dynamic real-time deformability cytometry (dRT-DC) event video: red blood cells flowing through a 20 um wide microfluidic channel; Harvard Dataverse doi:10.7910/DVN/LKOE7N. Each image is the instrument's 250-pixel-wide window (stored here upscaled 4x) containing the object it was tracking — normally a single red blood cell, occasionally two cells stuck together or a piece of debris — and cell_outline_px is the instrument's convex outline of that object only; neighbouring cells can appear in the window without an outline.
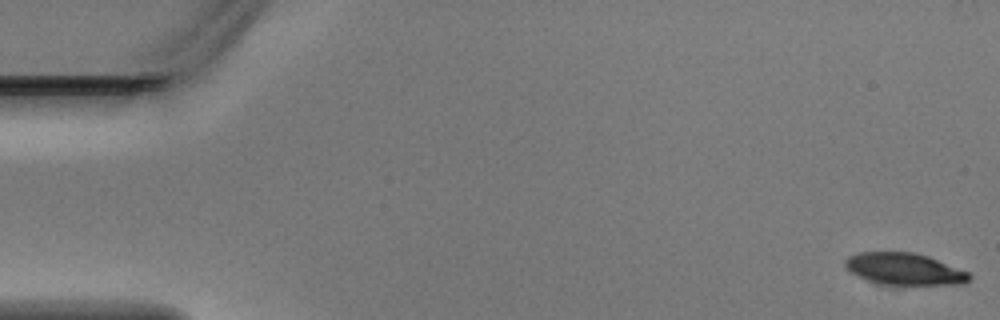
{"species": "Egyptian fruit bat (a non-hibernating species)", "species_latin": "Rousettus aegyptiacus", "temperature_condition": "warm", "stored_images_in_passage": 4, "camera_frame_rate_fps": 3000, "um_per_image_px": 0.085, "animal": {"sex": "male"}, "frame": {"image": 1, "passage_image": 1, "time_ms": 0.0, "image_size_px": [1000, 320], "cell_outline_px": [[972, 276], [964, 284], [880, 284], [856, 276], [844, 268], [844, 260], [848, 256], [860, 252], [912, 252], [928, 256], [968, 272]], "centroid_in_image_um": [76.81, 22.86], "position_along_channel_um": 8.2, "area_um2": 22.95}}
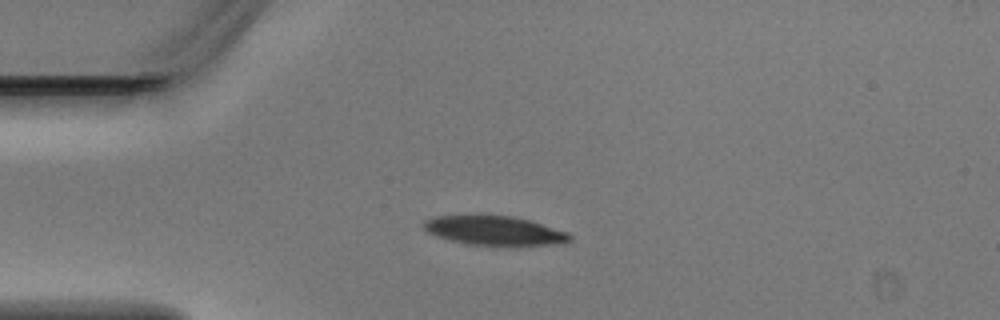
{"frame": {"image": 2, "passage_image": 4, "time_ms": 1.0, "image_size_px": [1000, 320], "cell_outline_px": [[572, 240], [564, 244], [468, 244], [436, 236], [428, 232], [424, 228], [424, 220], [436, 216], [512, 216], [528, 220], [568, 232], [572, 236]], "centroid_in_image_um": [42.05, 19.59], "position_along_channel_um": 43.0, "area_um2": 24.1}}